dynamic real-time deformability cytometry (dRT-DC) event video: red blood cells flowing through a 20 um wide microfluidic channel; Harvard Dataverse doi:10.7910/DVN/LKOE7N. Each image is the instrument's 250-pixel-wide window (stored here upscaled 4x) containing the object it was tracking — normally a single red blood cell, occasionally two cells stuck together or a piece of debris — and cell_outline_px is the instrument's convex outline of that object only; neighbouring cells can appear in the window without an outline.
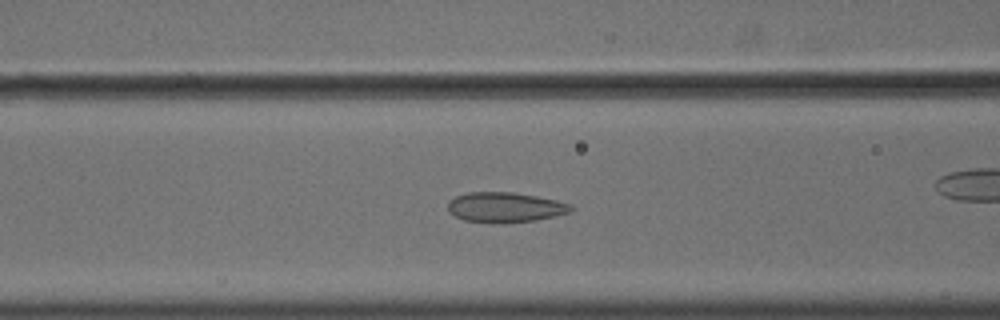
{"species": "common noctule bat (a hibernating species)", "species_latin": "Nyctalus noctula", "temperature_condition": "cold", "stored_images_in_passage": 57, "camera_frame_rate_fps": 3000, "um_per_image_px": 0.085, "animal": {"sex": "male", "body_mass_g": 18.8}, "frame": {"image": 1, "passage_image": 24, "time_ms": 7.667, "image_size_px": [1000, 320], "cell_outline_px": [[576, 208], [572, 212], [536, 220], [500, 224], [492, 224], [464, 220], [448, 212], [448, 200], [456, 196], [468, 192], [512, 192], [536, 196], [556, 200], [572, 204]], "centroid_in_image_um": [42.95, 17.63], "position_along_channel_um": 123.7, "area_um2": 21.96}}
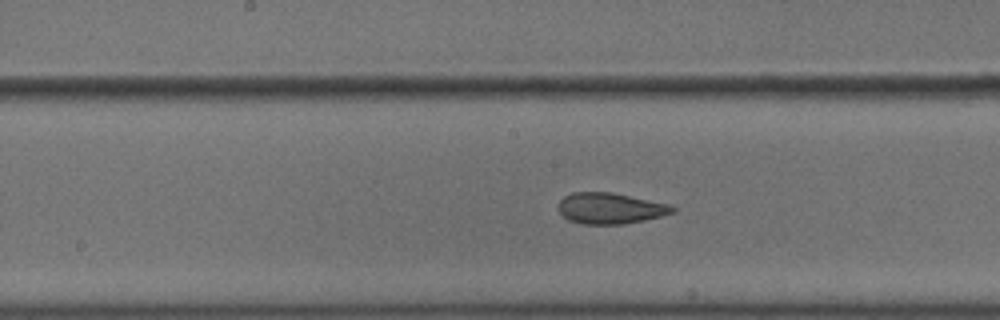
{"frame": {"image": 2, "passage_image": 30, "time_ms": 9.667, "image_size_px": [1000, 320], "cell_outline_px": [[676, 212], [644, 220], [624, 224], [584, 224], [568, 220], [556, 208], [560, 200], [564, 196], [572, 192], [612, 192], [668, 204], [676, 208]], "centroid_in_image_um": [51.84, 17.7], "position_along_channel_um": 196.4, "area_um2": 20.63}}
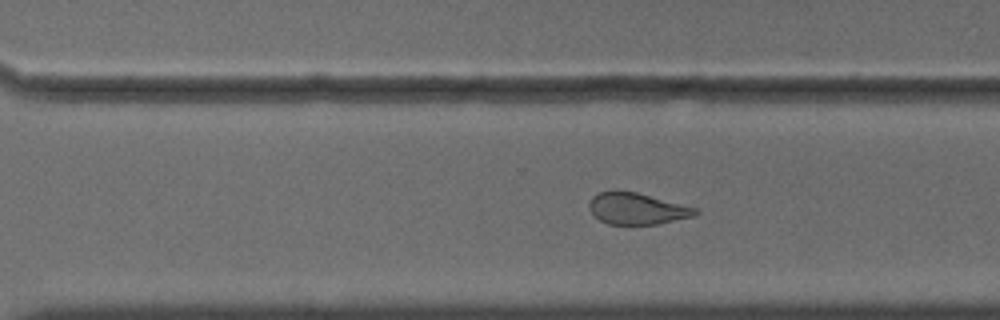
{"frame": {"image": 3, "passage_image": 40, "time_ms": 13.0, "image_size_px": [1000, 320], "cell_outline_px": [[700, 212], [696, 216], [656, 224], [608, 224], [600, 220], [588, 208], [588, 204], [592, 196], [600, 192], [616, 188], [636, 192], [700, 208]], "centroid_in_image_um": [54.16, 17.7], "position_along_channel_um": 316.4, "area_um2": 19.94}, "authors_computed_cell_mechanics": {"area_um2": 23.8136, "velocity_mm_per_s": 3.6215, "shape_relaxation_time_tau1_ms": 8.0665, "shape_relaxation_time_tau2_ms": 2.1037, "deformation_change_tau1": 0.1438, "deformation_change_tau2": 0.074}}